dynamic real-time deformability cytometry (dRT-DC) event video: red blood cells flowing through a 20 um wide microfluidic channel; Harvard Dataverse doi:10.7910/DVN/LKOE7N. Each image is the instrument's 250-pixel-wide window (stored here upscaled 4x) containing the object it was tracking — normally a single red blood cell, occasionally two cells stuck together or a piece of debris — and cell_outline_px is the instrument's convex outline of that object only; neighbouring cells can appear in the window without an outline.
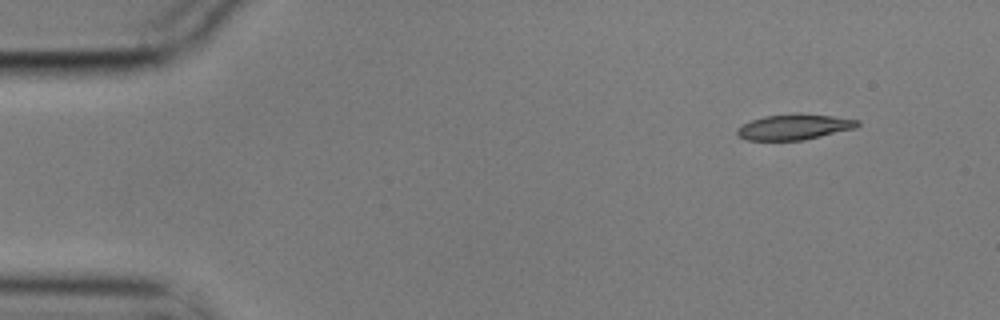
{"species": "common noctule bat (a hibernating species)", "species_latin": "Nyctalus noctula", "temperature_condition": "cold", "stored_images_in_passage": 5, "camera_frame_rate_fps": 3000, "um_per_image_px": 0.085, "animal": {"sex": "male", "body_mass_g": 17.9}, "frame": {"image": 1, "passage_image": 1, "time_ms": 0.0, "image_size_px": [1000, 320], "cell_outline_px": [[860, 124], [856, 128], [804, 140], [748, 140], [736, 136], [736, 128], [752, 120], [764, 116], [832, 116], [860, 120]], "centroid_in_image_um": [67.49, 10.84], "position_along_channel_um": 17.5, "area_um2": 17.17}}